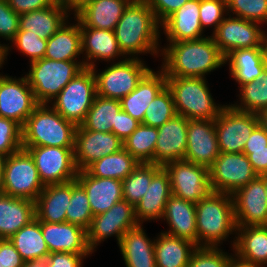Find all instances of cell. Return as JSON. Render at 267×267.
<instances>
[{
    "label": "cell",
    "instance_id": "cell-12",
    "mask_svg": "<svg viewBox=\"0 0 267 267\" xmlns=\"http://www.w3.org/2000/svg\"><path fill=\"white\" fill-rule=\"evenodd\" d=\"M163 168L169 175L171 194L176 197L196 204L212 192L209 168L205 166L177 160Z\"/></svg>",
    "mask_w": 267,
    "mask_h": 267
},
{
    "label": "cell",
    "instance_id": "cell-65",
    "mask_svg": "<svg viewBox=\"0 0 267 267\" xmlns=\"http://www.w3.org/2000/svg\"><path fill=\"white\" fill-rule=\"evenodd\" d=\"M264 184H265L266 198H267V174L264 175Z\"/></svg>",
    "mask_w": 267,
    "mask_h": 267
},
{
    "label": "cell",
    "instance_id": "cell-45",
    "mask_svg": "<svg viewBox=\"0 0 267 267\" xmlns=\"http://www.w3.org/2000/svg\"><path fill=\"white\" fill-rule=\"evenodd\" d=\"M226 5L227 13H233L231 16L267 24V0H226Z\"/></svg>",
    "mask_w": 267,
    "mask_h": 267
},
{
    "label": "cell",
    "instance_id": "cell-49",
    "mask_svg": "<svg viewBox=\"0 0 267 267\" xmlns=\"http://www.w3.org/2000/svg\"><path fill=\"white\" fill-rule=\"evenodd\" d=\"M224 14H228L226 0H200L199 17L203 30L214 26V32L225 18Z\"/></svg>",
    "mask_w": 267,
    "mask_h": 267
},
{
    "label": "cell",
    "instance_id": "cell-40",
    "mask_svg": "<svg viewBox=\"0 0 267 267\" xmlns=\"http://www.w3.org/2000/svg\"><path fill=\"white\" fill-rule=\"evenodd\" d=\"M158 128L140 123L136 130L123 141V148L139 163H154V149Z\"/></svg>",
    "mask_w": 267,
    "mask_h": 267
},
{
    "label": "cell",
    "instance_id": "cell-11",
    "mask_svg": "<svg viewBox=\"0 0 267 267\" xmlns=\"http://www.w3.org/2000/svg\"><path fill=\"white\" fill-rule=\"evenodd\" d=\"M32 156L39 178L44 186L75 180L78 169L74 147H22Z\"/></svg>",
    "mask_w": 267,
    "mask_h": 267
},
{
    "label": "cell",
    "instance_id": "cell-47",
    "mask_svg": "<svg viewBox=\"0 0 267 267\" xmlns=\"http://www.w3.org/2000/svg\"><path fill=\"white\" fill-rule=\"evenodd\" d=\"M12 43L20 53L30 58V62L42 59L45 56L47 39H42L38 34L31 31L19 29Z\"/></svg>",
    "mask_w": 267,
    "mask_h": 267
},
{
    "label": "cell",
    "instance_id": "cell-53",
    "mask_svg": "<svg viewBox=\"0 0 267 267\" xmlns=\"http://www.w3.org/2000/svg\"><path fill=\"white\" fill-rule=\"evenodd\" d=\"M139 124V121L132 118L128 113L121 109L116 114V120L112 127V133L124 141L136 130Z\"/></svg>",
    "mask_w": 267,
    "mask_h": 267
},
{
    "label": "cell",
    "instance_id": "cell-46",
    "mask_svg": "<svg viewBox=\"0 0 267 267\" xmlns=\"http://www.w3.org/2000/svg\"><path fill=\"white\" fill-rule=\"evenodd\" d=\"M232 257L219 247L197 246L187 267H229Z\"/></svg>",
    "mask_w": 267,
    "mask_h": 267
},
{
    "label": "cell",
    "instance_id": "cell-48",
    "mask_svg": "<svg viewBox=\"0 0 267 267\" xmlns=\"http://www.w3.org/2000/svg\"><path fill=\"white\" fill-rule=\"evenodd\" d=\"M21 148V126L14 120L0 117V153L9 156Z\"/></svg>",
    "mask_w": 267,
    "mask_h": 267
},
{
    "label": "cell",
    "instance_id": "cell-31",
    "mask_svg": "<svg viewBox=\"0 0 267 267\" xmlns=\"http://www.w3.org/2000/svg\"><path fill=\"white\" fill-rule=\"evenodd\" d=\"M35 218L34 201L6 194L0 196V239H10Z\"/></svg>",
    "mask_w": 267,
    "mask_h": 267
},
{
    "label": "cell",
    "instance_id": "cell-37",
    "mask_svg": "<svg viewBox=\"0 0 267 267\" xmlns=\"http://www.w3.org/2000/svg\"><path fill=\"white\" fill-rule=\"evenodd\" d=\"M9 240L25 262L45 260L50 254L41 231V222L37 218L23 226Z\"/></svg>",
    "mask_w": 267,
    "mask_h": 267
},
{
    "label": "cell",
    "instance_id": "cell-32",
    "mask_svg": "<svg viewBox=\"0 0 267 267\" xmlns=\"http://www.w3.org/2000/svg\"><path fill=\"white\" fill-rule=\"evenodd\" d=\"M71 199V181L44 186L35 201V214L40 222H66V209Z\"/></svg>",
    "mask_w": 267,
    "mask_h": 267
},
{
    "label": "cell",
    "instance_id": "cell-6",
    "mask_svg": "<svg viewBox=\"0 0 267 267\" xmlns=\"http://www.w3.org/2000/svg\"><path fill=\"white\" fill-rule=\"evenodd\" d=\"M29 66L30 71L25 76L39 104H50L85 68L83 61H55L46 58L32 61Z\"/></svg>",
    "mask_w": 267,
    "mask_h": 267
},
{
    "label": "cell",
    "instance_id": "cell-50",
    "mask_svg": "<svg viewBox=\"0 0 267 267\" xmlns=\"http://www.w3.org/2000/svg\"><path fill=\"white\" fill-rule=\"evenodd\" d=\"M19 16L7 0H0V37L10 42L14 40L19 30Z\"/></svg>",
    "mask_w": 267,
    "mask_h": 267
},
{
    "label": "cell",
    "instance_id": "cell-24",
    "mask_svg": "<svg viewBox=\"0 0 267 267\" xmlns=\"http://www.w3.org/2000/svg\"><path fill=\"white\" fill-rule=\"evenodd\" d=\"M76 180L86 191L93 216L123 200L122 180L94 177L86 170L78 171Z\"/></svg>",
    "mask_w": 267,
    "mask_h": 267
},
{
    "label": "cell",
    "instance_id": "cell-23",
    "mask_svg": "<svg viewBox=\"0 0 267 267\" xmlns=\"http://www.w3.org/2000/svg\"><path fill=\"white\" fill-rule=\"evenodd\" d=\"M132 0H89L74 13L80 27L114 31L116 24Z\"/></svg>",
    "mask_w": 267,
    "mask_h": 267
},
{
    "label": "cell",
    "instance_id": "cell-52",
    "mask_svg": "<svg viewBox=\"0 0 267 267\" xmlns=\"http://www.w3.org/2000/svg\"><path fill=\"white\" fill-rule=\"evenodd\" d=\"M91 254H73L68 252L50 253L46 260V267H82L83 259Z\"/></svg>",
    "mask_w": 267,
    "mask_h": 267
},
{
    "label": "cell",
    "instance_id": "cell-60",
    "mask_svg": "<svg viewBox=\"0 0 267 267\" xmlns=\"http://www.w3.org/2000/svg\"><path fill=\"white\" fill-rule=\"evenodd\" d=\"M9 50H10V46H8L7 44H0V69L2 68L3 64H4V60L7 59V56L9 54ZM2 76V74H0V77Z\"/></svg>",
    "mask_w": 267,
    "mask_h": 267
},
{
    "label": "cell",
    "instance_id": "cell-54",
    "mask_svg": "<svg viewBox=\"0 0 267 267\" xmlns=\"http://www.w3.org/2000/svg\"><path fill=\"white\" fill-rule=\"evenodd\" d=\"M0 260L3 267H23L25 262L9 239H0Z\"/></svg>",
    "mask_w": 267,
    "mask_h": 267
},
{
    "label": "cell",
    "instance_id": "cell-59",
    "mask_svg": "<svg viewBox=\"0 0 267 267\" xmlns=\"http://www.w3.org/2000/svg\"><path fill=\"white\" fill-rule=\"evenodd\" d=\"M229 267H262V266L242 261L233 255L232 259L229 262Z\"/></svg>",
    "mask_w": 267,
    "mask_h": 267
},
{
    "label": "cell",
    "instance_id": "cell-43",
    "mask_svg": "<svg viewBox=\"0 0 267 267\" xmlns=\"http://www.w3.org/2000/svg\"><path fill=\"white\" fill-rule=\"evenodd\" d=\"M93 217L86 191L76 179L72 180L71 199L66 209V222L78 225L87 231Z\"/></svg>",
    "mask_w": 267,
    "mask_h": 267
},
{
    "label": "cell",
    "instance_id": "cell-8",
    "mask_svg": "<svg viewBox=\"0 0 267 267\" xmlns=\"http://www.w3.org/2000/svg\"><path fill=\"white\" fill-rule=\"evenodd\" d=\"M150 69L142 59L137 57L113 62L99 73L96 67H93L97 95L121 100L137 87L139 81Z\"/></svg>",
    "mask_w": 267,
    "mask_h": 267
},
{
    "label": "cell",
    "instance_id": "cell-7",
    "mask_svg": "<svg viewBox=\"0 0 267 267\" xmlns=\"http://www.w3.org/2000/svg\"><path fill=\"white\" fill-rule=\"evenodd\" d=\"M97 96L92 68L79 72L52 100L50 105L66 120L81 125Z\"/></svg>",
    "mask_w": 267,
    "mask_h": 267
},
{
    "label": "cell",
    "instance_id": "cell-39",
    "mask_svg": "<svg viewBox=\"0 0 267 267\" xmlns=\"http://www.w3.org/2000/svg\"><path fill=\"white\" fill-rule=\"evenodd\" d=\"M121 110V102L117 99L96 96L81 126L85 130L112 132L116 114Z\"/></svg>",
    "mask_w": 267,
    "mask_h": 267
},
{
    "label": "cell",
    "instance_id": "cell-13",
    "mask_svg": "<svg viewBox=\"0 0 267 267\" xmlns=\"http://www.w3.org/2000/svg\"><path fill=\"white\" fill-rule=\"evenodd\" d=\"M260 25L226 14L211 37L225 57L236 49L267 47V32Z\"/></svg>",
    "mask_w": 267,
    "mask_h": 267
},
{
    "label": "cell",
    "instance_id": "cell-28",
    "mask_svg": "<svg viewBox=\"0 0 267 267\" xmlns=\"http://www.w3.org/2000/svg\"><path fill=\"white\" fill-rule=\"evenodd\" d=\"M168 173L162 168L153 178L142 199L134 206L139 224L144 221L162 219L167 200L171 196Z\"/></svg>",
    "mask_w": 267,
    "mask_h": 267
},
{
    "label": "cell",
    "instance_id": "cell-5",
    "mask_svg": "<svg viewBox=\"0 0 267 267\" xmlns=\"http://www.w3.org/2000/svg\"><path fill=\"white\" fill-rule=\"evenodd\" d=\"M206 78L166 77L171 90L177 115L187 119H215L226 106L216 104L207 85Z\"/></svg>",
    "mask_w": 267,
    "mask_h": 267
},
{
    "label": "cell",
    "instance_id": "cell-64",
    "mask_svg": "<svg viewBox=\"0 0 267 267\" xmlns=\"http://www.w3.org/2000/svg\"><path fill=\"white\" fill-rule=\"evenodd\" d=\"M5 194L3 173H0V196Z\"/></svg>",
    "mask_w": 267,
    "mask_h": 267
},
{
    "label": "cell",
    "instance_id": "cell-19",
    "mask_svg": "<svg viewBox=\"0 0 267 267\" xmlns=\"http://www.w3.org/2000/svg\"><path fill=\"white\" fill-rule=\"evenodd\" d=\"M219 154L215 119H188L184 160L210 168Z\"/></svg>",
    "mask_w": 267,
    "mask_h": 267
},
{
    "label": "cell",
    "instance_id": "cell-42",
    "mask_svg": "<svg viewBox=\"0 0 267 267\" xmlns=\"http://www.w3.org/2000/svg\"><path fill=\"white\" fill-rule=\"evenodd\" d=\"M239 88L240 103L231 104L234 109L258 115L267 110V68L256 80Z\"/></svg>",
    "mask_w": 267,
    "mask_h": 267
},
{
    "label": "cell",
    "instance_id": "cell-34",
    "mask_svg": "<svg viewBox=\"0 0 267 267\" xmlns=\"http://www.w3.org/2000/svg\"><path fill=\"white\" fill-rule=\"evenodd\" d=\"M143 224L129 229L119 243L126 267H157L154 240L147 237Z\"/></svg>",
    "mask_w": 267,
    "mask_h": 267
},
{
    "label": "cell",
    "instance_id": "cell-4",
    "mask_svg": "<svg viewBox=\"0 0 267 267\" xmlns=\"http://www.w3.org/2000/svg\"><path fill=\"white\" fill-rule=\"evenodd\" d=\"M76 128L49 104H39L21 127L22 147H74Z\"/></svg>",
    "mask_w": 267,
    "mask_h": 267
},
{
    "label": "cell",
    "instance_id": "cell-56",
    "mask_svg": "<svg viewBox=\"0 0 267 267\" xmlns=\"http://www.w3.org/2000/svg\"><path fill=\"white\" fill-rule=\"evenodd\" d=\"M253 170L259 176L267 174V146L259 149H243Z\"/></svg>",
    "mask_w": 267,
    "mask_h": 267
},
{
    "label": "cell",
    "instance_id": "cell-41",
    "mask_svg": "<svg viewBox=\"0 0 267 267\" xmlns=\"http://www.w3.org/2000/svg\"><path fill=\"white\" fill-rule=\"evenodd\" d=\"M154 163H139V165L122 180L123 200L135 206L146 193L152 178L162 169Z\"/></svg>",
    "mask_w": 267,
    "mask_h": 267
},
{
    "label": "cell",
    "instance_id": "cell-1",
    "mask_svg": "<svg viewBox=\"0 0 267 267\" xmlns=\"http://www.w3.org/2000/svg\"><path fill=\"white\" fill-rule=\"evenodd\" d=\"M161 49V69L166 77L206 78L225 65V56L210 36L197 40L169 42Z\"/></svg>",
    "mask_w": 267,
    "mask_h": 267
},
{
    "label": "cell",
    "instance_id": "cell-55",
    "mask_svg": "<svg viewBox=\"0 0 267 267\" xmlns=\"http://www.w3.org/2000/svg\"><path fill=\"white\" fill-rule=\"evenodd\" d=\"M9 6L19 15L51 6L56 0H7Z\"/></svg>",
    "mask_w": 267,
    "mask_h": 267
},
{
    "label": "cell",
    "instance_id": "cell-35",
    "mask_svg": "<svg viewBox=\"0 0 267 267\" xmlns=\"http://www.w3.org/2000/svg\"><path fill=\"white\" fill-rule=\"evenodd\" d=\"M70 24L67 20L50 38L44 58L55 61H78L82 54L81 32L79 21Z\"/></svg>",
    "mask_w": 267,
    "mask_h": 267
},
{
    "label": "cell",
    "instance_id": "cell-62",
    "mask_svg": "<svg viewBox=\"0 0 267 267\" xmlns=\"http://www.w3.org/2000/svg\"><path fill=\"white\" fill-rule=\"evenodd\" d=\"M260 124L265 128L267 132V110L262 111L259 114Z\"/></svg>",
    "mask_w": 267,
    "mask_h": 267
},
{
    "label": "cell",
    "instance_id": "cell-18",
    "mask_svg": "<svg viewBox=\"0 0 267 267\" xmlns=\"http://www.w3.org/2000/svg\"><path fill=\"white\" fill-rule=\"evenodd\" d=\"M122 148L123 141L112 132L89 131L81 125L76 128L74 159L78 171L85 170L94 161Z\"/></svg>",
    "mask_w": 267,
    "mask_h": 267
},
{
    "label": "cell",
    "instance_id": "cell-22",
    "mask_svg": "<svg viewBox=\"0 0 267 267\" xmlns=\"http://www.w3.org/2000/svg\"><path fill=\"white\" fill-rule=\"evenodd\" d=\"M82 56L84 66L86 68L96 67V61L99 59L106 61H114L120 58L121 61L127 58L121 49L115 37L114 31L105 29H96L92 27H80ZM85 52V53H84ZM123 58V59H122ZM96 59V60H95Z\"/></svg>",
    "mask_w": 267,
    "mask_h": 267
},
{
    "label": "cell",
    "instance_id": "cell-27",
    "mask_svg": "<svg viewBox=\"0 0 267 267\" xmlns=\"http://www.w3.org/2000/svg\"><path fill=\"white\" fill-rule=\"evenodd\" d=\"M169 225L165 233L192 241L197 246L196 204L171 195L167 200L164 215Z\"/></svg>",
    "mask_w": 267,
    "mask_h": 267
},
{
    "label": "cell",
    "instance_id": "cell-14",
    "mask_svg": "<svg viewBox=\"0 0 267 267\" xmlns=\"http://www.w3.org/2000/svg\"><path fill=\"white\" fill-rule=\"evenodd\" d=\"M212 191L233 194L258 176L243 152L220 153L209 168Z\"/></svg>",
    "mask_w": 267,
    "mask_h": 267
},
{
    "label": "cell",
    "instance_id": "cell-33",
    "mask_svg": "<svg viewBox=\"0 0 267 267\" xmlns=\"http://www.w3.org/2000/svg\"><path fill=\"white\" fill-rule=\"evenodd\" d=\"M71 11L56 0L51 6L19 16V29L28 30L42 39L50 38L67 20Z\"/></svg>",
    "mask_w": 267,
    "mask_h": 267
},
{
    "label": "cell",
    "instance_id": "cell-57",
    "mask_svg": "<svg viewBox=\"0 0 267 267\" xmlns=\"http://www.w3.org/2000/svg\"><path fill=\"white\" fill-rule=\"evenodd\" d=\"M267 146V132L259 123L247 139L244 149H259Z\"/></svg>",
    "mask_w": 267,
    "mask_h": 267
},
{
    "label": "cell",
    "instance_id": "cell-30",
    "mask_svg": "<svg viewBox=\"0 0 267 267\" xmlns=\"http://www.w3.org/2000/svg\"><path fill=\"white\" fill-rule=\"evenodd\" d=\"M236 235L231 244L233 255L242 261L266 267L267 226L237 227Z\"/></svg>",
    "mask_w": 267,
    "mask_h": 267
},
{
    "label": "cell",
    "instance_id": "cell-51",
    "mask_svg": "<svg viewBox=\"0 0 267 267\" xmlns=\"http://www.w3.org/2000/svg\"><path fill=\"white\" fill-rule=\"evenodd\" d=\"M152 9L157 21L162 24L188 0H144Z\"/></svg>",
    "mask_w": 267,
    "mask_h": 267
},
{
    "label": "cell",
    "instance_id": "cell-58",
    "mask_svg": "<svg viewBox=\"0 0 267 267\" xmlns=\"http://www.w3.org/2000/svg\"><path fill=\"white\" fill-rule=\"evenodd\" d=\"M65 7H67L71 12H75L78 8H80L84 3L89 0H58Z\"/></svg>",
    "mask_w": 267,
    "mask_h": 267
},
{
    "label": "cell",
    "instance_id": "cell-15",
    "mask_svg": "<svg viewBox=\"0 0 267 267\" xmlns=\"http://www.w3.org/2000/svg\"><path fill=\"white\" fill-rule=\"evenodd\" d=\"M138 225L134 206L126 200H121L108 211L92 218L91 225L87 230L89 248L94 252L99 243L114 235L119 245L123 235Z\"/></svg>",
    "mask_w": 267,
    "mask_h": 267
},
{
    "label": "cell",
    "instance_id": "cell-10",
    "mask_svg": "<svg viewBox=\"0 0 267 267\" xmlns=\"http://www.w3.org/2000/svg\"><path fill=\"white\" fill-rule=\"evenodd\" d=\"M260 123L259 115L226 105L215 118L220 153H242L247 139Z\"/></svg>",
    "mask_w": 267,
    "mask_h": 267
},
{
    "label": "cell",
    "instance_id": "cell-16",
    "mask_svg": "<svg viewBox=\"0 0 267 267\" xmlns=\"http://www.w3.org/2000/svg\"><path fill=\"white\" fill-rule=\"evenodd\" d=\"M39 105L26 76L0 77V117L14 120L21 127Z\"/></svg>",
    "mask_w": 267,
    "mask_h": 267
},
{
    "label": "cell",
    "instance_id": "cell-2",
    "mask_svg": "<svg viewBox=\"0 0 267 267\" xmlns=\"http://www.w3.org/2000/svg\"><path fill=\"white\" fill-rule=\"evenodd\" d=\"M161 24L144 0H132L114 28L119 48L127 58L158 55Z\"/></svg>",
    "mask_w": 267,
    "mask_h": 267
},
{
    "label": "cell",
    "instance_id": "cell-17",
    "mask_svg": "<svg viewBox=\"0 0 267 267\" xmlns=\"http://www.w3.org/2000/svg\"><path fill=\"white\" fill-rule=\"evenodd\" d=\"M237 227L267 224L264 175L256 176L232 194Z\"/></svg>",
    "mask_w": 267,
    "mask_h": 267
},
{
    "label": "cell",
    "instance_id": "cell-21",
    "mask_svg": "<svg viewBox=\"0 0 267 267\" xmlns=\"http://www.w3.org/2000/svg\"><path fill=\"white\" fill-rule=\"evenodd\" d=\"M41 231L50 253H93L87 242V231L78 225L41 222Z\"/></svg>",
    "mask_w": 267,
    "mask_h": 267
},
{
    "label": "cell",
    "instance_id": "cell-3",
    "mask_svg": "<svg viewBox=\"0 0 267 267\" xmlns=\"http://www.w3.org/2000/svg\"><path fill=\"white\" fill-rule=\"evenodd\" d=\"M196 224L197 246L218 247L230 234L234 232L236 235L237 223L232 195L212 191L202 198L196 203Z\"/></svg>",
    "mask_w": 267,
    "mask_h": 267
},
{
    "label": "cell",
    "instance_id": "cell-25",
    "mask_svg": "<svg viewBox=\"0 0 267 267\" xmlns=\"http://www.w3.org/2000/svg\"><path fill=\"white\" fill-rule=\"evenodd\" d=\"M199 8L200 0H188L161 24L167 42L197 40L205 36L200 24Z\"/></svg>",
    "mask_w": 267,
    "mask_h": 267
},
{
    "label": "cell",
    "instance_id": "cell-38",
    "mask_svg": "<svg viewBox=\"0 0 267 267\" xmlns=\"http://www.w3.org/2000/svg\"><path fill=\"white\" fill-rule=\"evenodd\" d=\"M139 165V162L124 148L101 157L85 170L94 177L124 180Z\"/></svg>",
    "mask_w": 267,
    "mask_h": 267
},
{
    "label": "cell",
    "instance_id": "cell-9",
    "mask_svg": "<svg viewBox=\"0 0 267 267\" xmlns=\"http://www.w3.org/2000/svg\"><path fill=\"white\" fill-rule=\"evenodd\" d=\"M3 181L6 195L34 202L44 189L32 156L23 148L6 157Z\"/></svg>",
    "mask_w": 267,
    "mask_h": 267
},
{
    "label": "cell",
    "instance_id": "cell-63",
    "mask_svg": "<svg viewBox=\"0 0 267 267\" xmlns=\"http://www.w3.org/2000/svg\"><path fill=\"white\" fill-rule=\"evenodd\" d=\"M7 156L0 153V173H3L4 163Z\"/></svg>",
    "mask_w": 267,
    "mask_h": 267
},
{
    "label": "cell",
    "instance_id": "cell-20",
    "mask_svg": "<svg viewBox=\"0 0 267 267\" xmlns=\"http://www.w3.org/2000/svg\"><path fill=\"white\" fill-rule=\"evenodd\" d=\"M188 119L175 115L158 127V138L154 149V164L164 166L177 160H184L187 147Z\"/></svg>",
    "mask_w": 267,
    "mask_h": 267
},
{
    "label": "cell",
    "instance_id": "cell-36",
    "mask_svg": "<svg viewBox=\"0 0 267 267\" xmlns=\"http://www.w3.org/2000/svg\"><path fill=\"white\" fill-rule=\"evenodd\" d=\"M154 242L157 267H187L196 244L190 240L161 232Z\"/></svg>",
    "mask_w": 267,
    "mask_h": 267
},
{
    "label": "cell",
    "instance_id": "cell-61",
    "mask_svg": "<svg viewBox=\"0 0 267 267\" xmlns=\"http://www.w3.org/2000/svg\"><path fill=\"white\" fill-rule=\"evenodd\" d=\"M23 267H46V260L26 261Z\"/></svg>",
    "mask_w": 267,
    "mask_h": 267
},
{
    "label": "cell",
    "instance_id": "cell-29",
    "mask_svg": "<svg viewBox=\"0 0 267 267\" xmlns=\"http://www.w3.org/2000/svg\"><path fill=\"white\" fill-rule=\"evenodd\" d=\"M227 62L230 75L240 87L256 80L267 68V47L233 50L225 57Z\"/></svg>",
    "mask_w": 267,
    "mask_h": 267
},
{
    "label": "cell",
    "instance_id": "cell-26",
    "mask_svg": "<svg viewBox=\"0 0 267 267\" xmlns=\"http://www.w3.org/2000/svg\"><path fill=\"white\" fill-rule=\"evenodd\" d=\"M165 86L166 76L163 70L160 68L155 72L150 69L137 87L120 100L121 109L142 123L147 107Z\"/></svg>",
    "mask_w": 267,
    "mask_h": 267
},
{
    "label": "cell",
    "instance_id": "cell-44",
    "mask_svg": "<svg viewBox=\"0 0 267 267\" xmlns=\"http://www.w3.org/2000/svg\"><path fill=\"white\" fill-rule=\"evenodd\" d=\"M175 115L173 95L166 85L147 107L142 123L158 128Z\"/></svg>",
    "mask_w": 267,
    "mask_h": 267
}]
</instances>
